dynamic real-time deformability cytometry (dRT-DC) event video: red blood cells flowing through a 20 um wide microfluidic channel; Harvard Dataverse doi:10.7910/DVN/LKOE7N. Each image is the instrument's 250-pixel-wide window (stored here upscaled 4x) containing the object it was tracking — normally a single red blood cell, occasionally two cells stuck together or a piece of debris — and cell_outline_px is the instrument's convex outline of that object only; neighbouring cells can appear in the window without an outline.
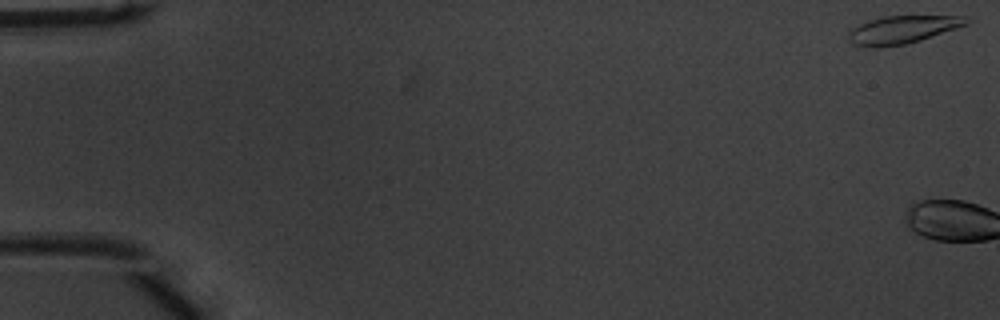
{"species": "common noctule bat (a hibernating species)", "species_latin": "Nyctalus noctula", "temperature_condition": "warm", "stored_images_in_passage": 3, "camera_frame_rate_fps": 3000, "um_per_image_px": 0.085, "animal": {"sex": "male", "body_mass_g": 20.1, "forearm_length_mm": 53.5}, "frame": {"image": 1, "passage_image": 1, "time_ms": 0.0, "image_size_px": [1000, 320], "cell_outline_px": [[972, 20], [968, 24], [920, 40], [904, 44], [876, 48], [856, 44], [848, 40], [848, 32], [852, 28], [868, 20], [884, 16], [972, 16]], "centroid_in_image_um": [76.74, 2.5], "position_along_channel_um": 8.3, "area_um2": 19.07}}